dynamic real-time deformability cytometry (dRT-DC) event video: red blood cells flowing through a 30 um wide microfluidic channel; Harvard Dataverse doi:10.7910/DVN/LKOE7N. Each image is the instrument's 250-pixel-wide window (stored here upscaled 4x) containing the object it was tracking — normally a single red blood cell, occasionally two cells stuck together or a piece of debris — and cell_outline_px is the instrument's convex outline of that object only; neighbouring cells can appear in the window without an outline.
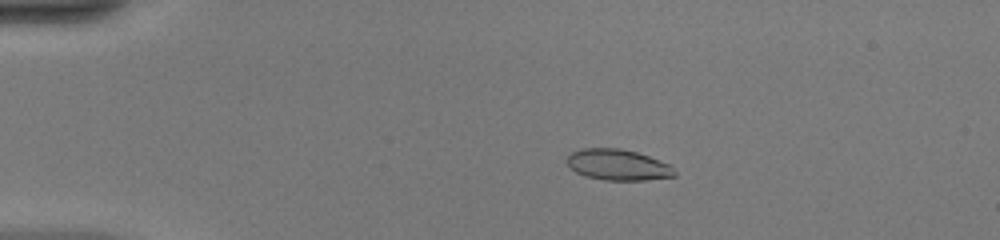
{"species": "common noctule bat (a hibernating species)", "species_latin": "Nyctalus noctula", "temperature_condition": "warm", "stored_images_in_passage": 45, "camera_frame_rate_fps": 3000, "um_per_image_px": 0.085, "animal": {"sex": "female", "body_mass_g": 20.0, "forearm_length_mm": 54.0}, "frame": {"image": 1, "passage_image": 5, "time_ms": 1.333, "image_size_px": [1000, 240], "cell_outline_px": [[676, 176], [644, 180], [604, 180], [584, 176], [576, 172], [568, 164], [568, 156], [572, 152], [580, 148], [620, 148], [636, 152], [648, 156], [668, 164], [676, 172]], "centroid_in_image_um": [52.51, 14.01], "position_along_channel_um": 32.5, "area_um2": 19.25}}
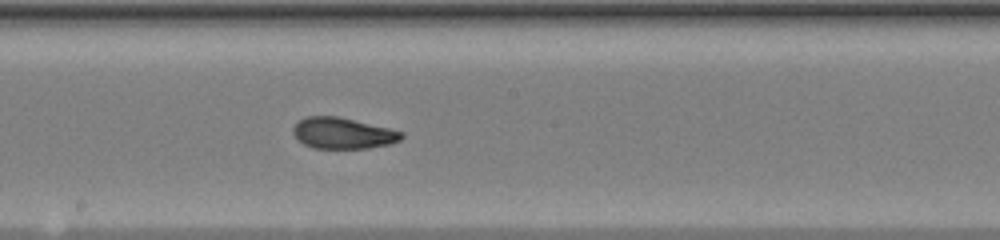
{"frame": {"image": 2, "passage_image": 23, "time_ms": 7.333, "image_size_px": [1000, 240], "cell_outline_px": [[404, 136], [400, 140], [388, 144], [368, 148], [312, 148], [304, 144], [292, 132], [292, 128], [304, 116], [336, 116], [388, 128], [404, 132]], "centroid_in_image_um": [29.13, 11.32], "position_along_channel_um": 219.1, "area_um2": 19.42}}
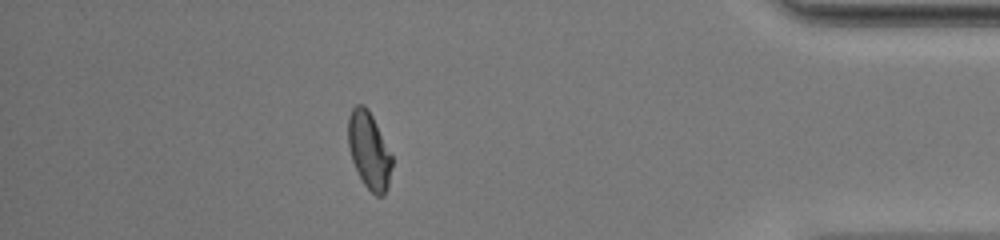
{"frame": {"image": 3, "passage_image": 39, "time_ms": 12.667, "image_size_px": [1000, 240], "cell_outline_px": [[392, 168], [388, 188], [384, 196], [376, 196], [364, 184], [352, 160], [348, 148], [348, 116], [352, 108], [356, 104], [364, 104], [368, 108], [392, 156]], "centroid_in_image_um": [31.37, 12.79], "position_along_channel_um": 403.8, "area_um2": 19.59}, "authors_computed_cell_mechanics": {"area_um2": 19.652, "velocity_mm_per_s": 4.1776, "shape_relaxation_time_tau1_ms": 9.532, "shape_relaxation_time_tau2_ms": 1.1287, "deformation_change_tau1": 0.2601, "deformation_change_tau2": 0.0687}}